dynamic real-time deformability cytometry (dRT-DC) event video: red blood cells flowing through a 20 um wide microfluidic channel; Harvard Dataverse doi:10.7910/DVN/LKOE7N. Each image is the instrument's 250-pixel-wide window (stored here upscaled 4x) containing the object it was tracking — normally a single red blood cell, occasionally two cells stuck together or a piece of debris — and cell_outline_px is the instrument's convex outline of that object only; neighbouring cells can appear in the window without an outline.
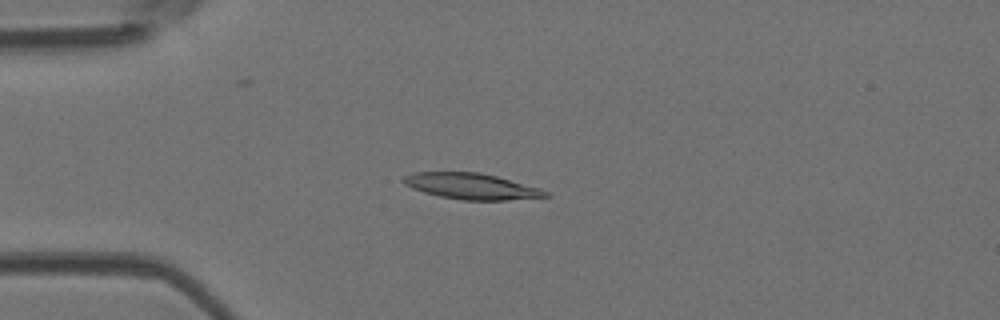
{"species": "Egyptian fruit bat (a non-hibernating species)", "species_latin": "Rousettus aegyptiacus", "temperature_condition": "room temperature", "stored_images_in_passage": 5, "camera_frame_rate_fps": 3000, "um_per_image_px": 0.085, "animal": {"sex": "female"}, "frame": {"image": 1, "passage_image": 3, "time_ms": 2.333, "image_size_px": [1000, 320], "cell_outline_px": [[552, 196], [504, 200], [460, 200], [440, 196], [424, 192], [412, 188], [404, 184], [400, 180], [404, 176], [412, 172], [480, 172], [496, 176], [540, 188], [548, 192]], "centroid_in_image_um": [40.04, 15.83], "position_along_channel_um": 45.0, "area_um2": 21.5}}
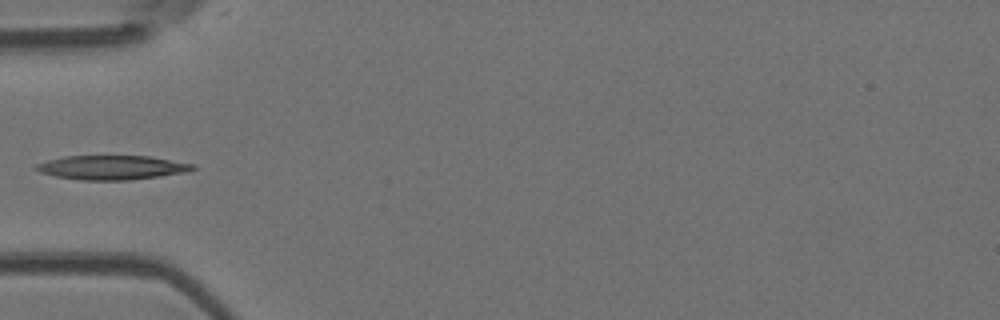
{"frame": {"image": 2, "passage_image": 4, "time_ms": 3.667, "image_size_px": [1000, 320], "cell_outline_px": [[196, 168], [188, 172], [160, 176], [128, 180], [80, 180], [56, 176], [40, 172], [32, 168], [36, 164], [48, 160], [64, 156], [148, 156], [196, 164]], "centroid_in_image_um": [9.52, 14.24], "position_along_channel_um": 75.5, "area_um2": 22.14}}
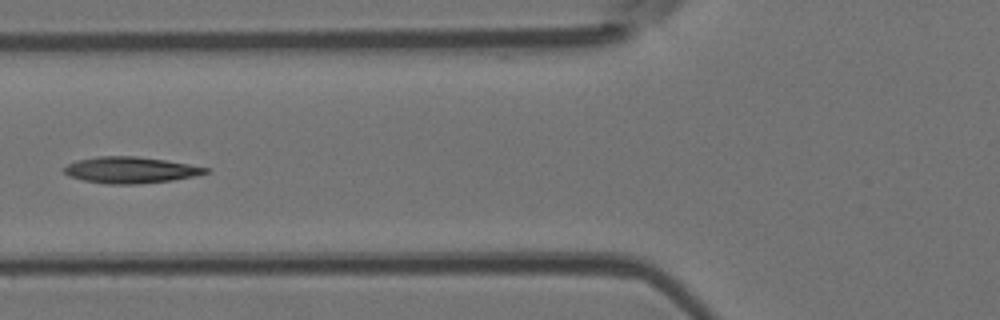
{"frame": {"image": 3, "passage_image": 5, "time_ms": 4.667, "image_size_px": [1000, 320], "cell_outline_px": [[208, 172], [192, 176], [172, 180], [136, 184], [108, 184], [84, 180], [68, 176], [60, 168], [76, 160], [96, 156], [136, 156], [164, 160], [188, 164], [208, 168]], "centroid_in_image_um": [11.0, 14.44], "position_along_channel_um": 114.8, "area_um2": 21.56}}